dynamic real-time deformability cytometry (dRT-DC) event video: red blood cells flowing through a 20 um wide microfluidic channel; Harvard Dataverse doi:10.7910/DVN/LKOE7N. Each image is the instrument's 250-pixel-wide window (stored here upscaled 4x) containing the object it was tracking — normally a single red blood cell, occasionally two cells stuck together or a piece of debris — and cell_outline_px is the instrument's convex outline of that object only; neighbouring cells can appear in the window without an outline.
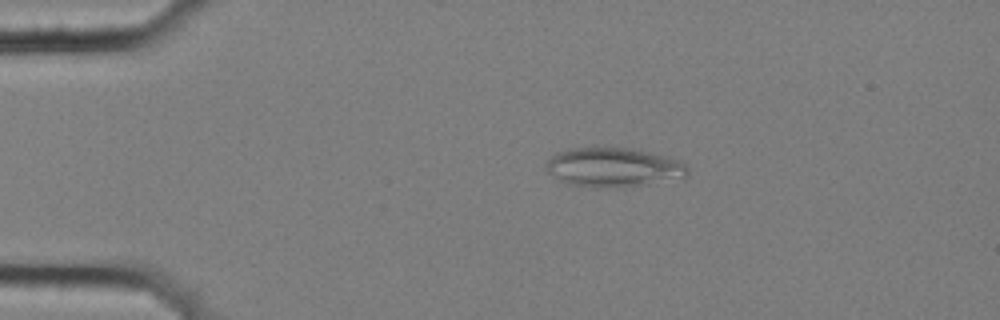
{"species": "common noctule bat (a hibernating species)", "species_latin": "Nyctalus noctula", "temperature_condition": "cold", "stored_images_in_passage": 6, "camera_frame_rate_fps": 3000, "um_per_image_px": 0.085, "animal": {"sex": "female", "body_mass_g": 25.1}, "frame": {"image": 1, "passage_image": 4, "time_ms": 1.0, "image_size_px": [1000, 320], "cell_outline_px": [[688, 176], [648, 184], [624, 188], [596, 188], [568, 184], [552, 176], [548, 172], [544, 164], [556, 152], [568, 148], [596, 144], [628, 148], [668, 156], [684, 160], [688, 168]], "centroid_in_image_um": [52.12, 14.19], "position_along_channel_um": 32.9, "area_um2": 33.7}}